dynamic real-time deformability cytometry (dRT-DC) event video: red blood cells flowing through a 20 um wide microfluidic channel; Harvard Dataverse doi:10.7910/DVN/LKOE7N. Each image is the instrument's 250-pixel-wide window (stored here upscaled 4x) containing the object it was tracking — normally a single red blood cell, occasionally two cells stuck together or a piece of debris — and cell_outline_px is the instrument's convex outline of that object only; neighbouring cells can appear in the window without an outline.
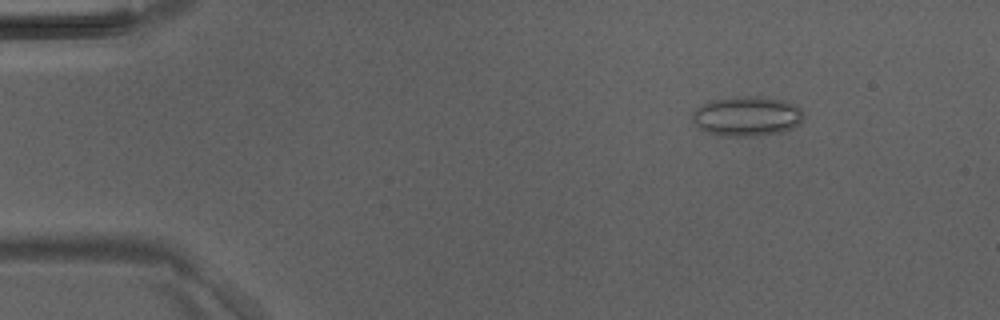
{"species": "Egyptian fruit bat (a non-hibernating species)", "species_latin": "Rousettus aegyptiacus", "temperature_condition": "room temperature", "stored_images_in_passage": 45, "camera_frame_rate_fps": 3000, "um_per_image_px": 0.085, "animal": {"sex": "male"}, "frame": {"image": 1, "passage_image": 6, "time_ms": 1.667, "image_size_px": [1000, 320], "cell_outline_px": [[804, 116], [792, 128], [780, 132], [756, 136], [716, 136], [692, 124], [692, 112], [696, 108], [712, 100], [752, 96], [756, 96], [780, 100], [796, 104], [804, 112]], "centroid_in_image_um": [63.46, 9.9], "position_along_channel_um": 21.5, "area_um2": 25.61}}
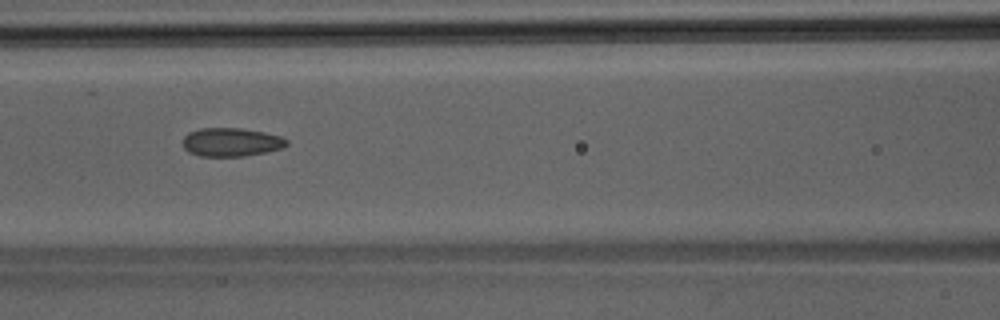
{"frame": {"image": 2, "passage_image": 20, "time_ms": 6.333, "image_size_px": [1000, 320], "cell_outline_px": [[288, 144], [284, 148], [244, 156], [200, 156], [188, 152], [184, 148], [184, 136], [188, 132], [200, 128], [240, 128], [264, 132], [280, 136], [288, 140]], "centroid_in_image_um": [19.66, 12.08], "position_along_channel_um": 146.9, "area_um2": 17.28}}
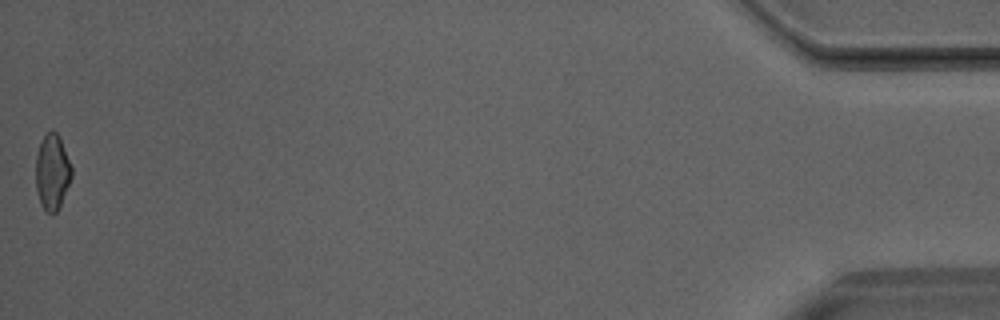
{"frame": {"image": 3, "passage_image": 45, "time_ms": 14.667, "image_size_px": [1000, 320], "cell_outline_px": [[72, 176], [60, 204], [56, 212], [52, 216], [40, 204], [36, 188], [36, 156], [40, 140], [52, 128], [60, 136], [72, 168]], "centroid_in_image_um": [4.43, 14.59], "position_along_channel_um": 430.8, "area_um2": 15.84}}